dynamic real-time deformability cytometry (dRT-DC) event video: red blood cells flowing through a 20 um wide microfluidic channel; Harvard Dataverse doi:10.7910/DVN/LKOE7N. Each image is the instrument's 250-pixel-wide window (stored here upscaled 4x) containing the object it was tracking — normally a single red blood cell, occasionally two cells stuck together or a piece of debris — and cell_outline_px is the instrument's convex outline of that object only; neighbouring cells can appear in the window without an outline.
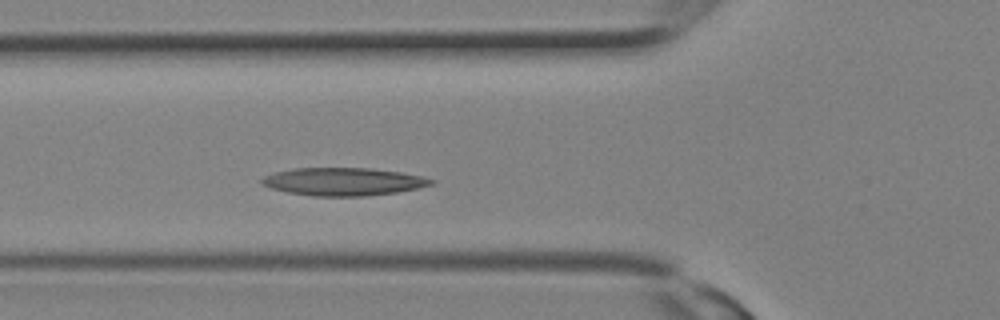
{"species": "Egyptian fruit bat (a non-hibernating species)", "species_latin": "Rousettus aegyptiacus", "temperature_condition": "room temperature", "stored_images_in_passage": 6, "camera_frame_rate_fps": 3000, "um_per_image_px": 0.085, "animal": {"sex": "female"}, "frame": {"image": 1, "passage_image": 6, "time_ms": 1.667, "image_size_px": [1000, 320], "cell_outline_px": [[436, 180], [432, 184], [420, 188], [396, 192], [364, 196], [312, 196], [288, 192], [272, 188], [264, 184], [260, 180], [264, 176], [276, 172], [292, 168], [372, 168], [400, 172], [424, 176]], "centroid_in_image_um": [29.23, 15.43], "position_along_channel_um": 96.6, "area_um2": 27.46}}